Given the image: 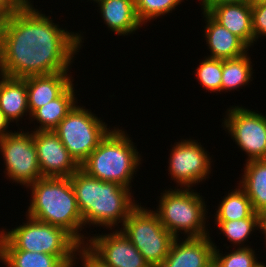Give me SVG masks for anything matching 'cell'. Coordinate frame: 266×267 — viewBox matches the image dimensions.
I'll use <instances>...</instances> for the list:
<instances>
[{
  "label": "cell",
  "instance_id": "obj_21",
  "mask_svg": "<svg viewBox=\"0 0 266 267\" xmlns=\"http://www.w3.org/2000/svg\"><path fill=\"white\" fill-rule=\"evenodd\" d=\"M243 175L237 183L251 201L253 211L266 209V159L251 160L243 164Z\"/></svg>",
  "mask_w": 266,
  "mask_h": 267
},
{
  "label": "cell",
  "instance_id": "obj_13",
  "mask_svg": "<svg viewBox=\"0 0 266 267\" xmlns=\"http://www.w3.org/2000/svg\"><path fill=\"white\" fill-rule=\"evenodd\" d=\"M33 140L43 177H71L80 169L54 131H33Z\"/></svg>",
  "mask_w": 266,
  "mask_h": 267
},
{
  "label": "cell",
  "instance_id": "obj_24",
  "mask_svg": "<svg viewBox=\"0 0 266 267\" xmlns=\"http://www.w3.org/2000/svg\"><path fill=\"white\" fill-rule=\"evenodd\" d=\"M237 187V188H236ZM235 189L229 190L219 202L214 221H231L248 218L254 211L251 201L245 191L237 185Z\"/></svg>",
  "mask_w": 266,
  "mask_h": 267
},
{
  "label": "cell",
  "instance_id": "obj_31",
  "mask_svg": "<svg viewBox=\"0 0 266 267\" xmlns=\"http://www.w3.org/2000/svg\"><path fill=\"white\" fill-rule=\"evenodd\" d=\"M31 2L32 0H0V7L12 14L26 8Z\"/></svg>",
  "mask_w": 266,
  "mask_h": 267
},
{
  "label": "cell",
  "instance_id": "obj_9",
  "mask_svg": "<svg viewBox=\"0 0 266 267\" xmlns=\"http://www.w3.org/2000/svg\"><path fill=\"white\" fill-rule=\"evenodd\" d=\"M0 155L3 157L6 179L27 188L42 178L38 163L33 131H12L0 139Z\"/></svg>",
  "mask_w": 266,
  "mask_h": 267
},
{
  "label": "cell",
  "instance_id": "obj_37",
  "mask_svg": "<svg viewBox=\"0 0 266 267\" xmlns=\"http://www.w3.org/2000/svg\"><path fill=\"white\" fill-rule=\"evenodd\" d=\"M208 267H218V266L213 262Z\"/></svg>",
  "mask_w": 266,
  "mask_h": 267
},
{
  "label": "cell",
  "instance_id": "obj_3",
  "mask_svg": "<svg viewBox=\"0 0 266 267\" xmlns=\"http://www.w3.org/2000/svg\"><path fill=\"white\" fill-rule=\"evenodd\" d=\"M27 188L31 190L27 216L63 228L80 245L86 244L88 237L81 233L86 228L70 177H42Z\"/></svg>",
  "mask_w": 266,
  "mask_h": 267
},
{
  "label": "cell",
  "instance_id": "obj_38",
  "mask_svg": "<svg viewBox=\"0 0 266 267\" xmlns=\"http://www.w3.org/2000/svg\"><path fill=\"white\" fill-rule=\"evenodd\" d=\"M88 1H90V2L92 1V2H94V3H98V2L101 1V0H87V2H88Z\"/></svg>",
  "mask_w": 266,
  "mask_h": 267
},
{
  "label": "cell",
  "instance_id": "obj_22",
  "mask_svg": "<svg viewBox=\"0 0 266 267\" xmlns=\"http://www.w3.org/2000/svg\"><path fill=\"white\" fill-rule=\"evenodd\" d=\"M74 256H55L24 250H0L5 267H72Z\"/></svg>",
  "mask_w": 266,
  "mask_h": 267
},
{
  "label": "cell",
  "instance_id": "obj_25",
  "mask_svg": "<svg viewBox=\"0 0 266 267\" xmlns=\"http://www.w3.org/2000/svg\"><path fill=\"white\" fill-rule=\"evenodd\" d=\"M216 227L235 247H250L248 238L258 230L260 232V215L253 212L248 218L231 221H215ZM246 243V244H245ZM236 245V246H235ZM247 245V246H246Z\"/></svg>",
  "mask_w": 266,
  "mask_h": 267
},
{
  "label": "cell",
  "instance_id": "obj_28",
  "mask_svg": "<svg viewBox=\"0 0 266 267\" xmlns=\"http://www.w3.org/2000/svg\"><path fill=\"white\" fill-rule=\"evenodd\" d=\"M138 19L145 26L147 22L172 13L184 0H134Z\"/></svg>",
  "mask_w": 266,
  "mask_h": 267
},
{
  "label": "cell",
  "instance_id": "obj_17",
  "mask_svg": "<svg viewBox=\"0 0 266 267\" xmlns=\"http://www.w3.org/2000/svg\"><path fill=\"white\" fill-rule=\"evenodd\" d=\"M203 14L204 34L210 55L209 58L230 59L239 57L250 51L249 47L227 28L216 22L206 11Z\"/></svg>",
  "mask_w": 266,
  "mask_h": 267
},
{
  "label": "cell",
  "instance_id": "obj_18",
  "mask_svg": "<svg viewBox=\"0 0 266 267\" xmlns=\"http://www.w3.org/2000/svg\"><path fill=\"white\" fill-rule=\"evenodd\" d=\"M97 4L104 24L117 36L133 35L143 26L134 0H101Z\"/></svg>",
  "mask_w": 266,
  "mask_h": 267
},
{
  "label": "cell",
  "instance_id": "obj_36",
  "mask_svg": "<svg viewBox=\"0 0 266 267\" xmlns=\"http://www.w3.org/2000/svg\"><path fill=\"white\" fill-rule=\"evenodd\" d=\"M251 4L266 2V0H249Z\"/></svg>",
  "mask_w": 266,
  "mask_h": 267
},
{
  "label": "cell",
  "instance_id": "obj_33",
  "mask_svg": "<svg viewBox=\"0 0 266 267\" xmlns=\"http://www.w3.org/2000/svg\"><path fill=\"white\" fill-rule=\"evenodd\" d=\"M249 0H199L201 6H214L219 4L241 3Z\"/></svg>",
  "mask_w": 266,
  "mask_h": 267
},
{
  "label": "cell",
  "instance_id": "obj_6",
  "mask_svg": "<svg viewBox=\"0 0 266 267\" xmlns=\"http://www.w3.org/2000/svg\"><path fill=\"white\" fill-rule=\"evenodd\" d=\"M26 220L15 228L0 230V250H24L55 256H75L80 245L63 228L25 215ZM10 230V231H9Z\"/></svg>",
  "mask_w": 266,
  "mask_h": 267
},
{
  "label": "cell",
  "instance_id": "obj_14",
  "mask_svg": "<svg viewBox=\"0 0 266 267\" xmlns=\"http://www.w3.org/2000/svg\"><path fill=\"white\" fill-rule=\"evenodd\" d=\"M213 241L210 235L175 238L160 267H208L214 262Z\"/></svg>",
  "mask_w": 266,
  "mask_h": 267
},
{
  "label": "cell",
  "instance_id": "obj_2",
  "mask_svg": "<svg viewBox=\"0 0 266 267\" xmlns=\"http://www.w3.org/2000/svg\"><path fill=\"white\" fill-rule=\"evenodd\" d=\"M70 181L86 228L92 225L104 230H115L116 227L120 230L119 227L122 228L130 212L139 204L132 189L93 178L81 169L70 177Z\"/></svg>",
  "mask_w": 266,
  "mask_h": 267
},
{
  "label": "cell",
  "instance_id": "obj_8",
  "mask_svg": "<svg viewBox=\"0 0 266 267\" xmlns=\"http://www.w3.org/2000/svg\"><path fill=\"white\" fill-rule=\"evenodd\" d=\"M111 130L92 110L78 103L53 130L74 160L81 165Z\"/></svg>",
  "mask_w": 266,
  "mask_h": 267
},
{
  "label": "cell",
  "instance_id": "obj_19",
  "mask_svg": "<svg viewBox=\"0 0 266 267\" xmlns=\"http://www.w3.org/2000/svg\"><path fill=\"white\" fill-rule=\"evenodd\" d=\"M0 110L10 123L16 122V126H19L21 119L26 120L23 118L25 115L30 120L26 77L14 78L0 74Z\"/></svg>",
  "mask_w": 266,
  "mask_h": 267
},
{
  "label": "cell",
  "instance_id": "obj_30",
  "mask_svg": "<svg viewBox=\"0 0 266 267\" xmlns=\"http://www.w3.org/2000/svg\"><path fill=\"white\" fill-rule=\"evenodd\" d=\"M79 259L82 263L81 267H110L99 259L85 244L78 246L72 267H77L76 262L77 264H80Z\"/></svg>",
  "mask_w": 266,
  "mask_h": 267
},
{
  "label": "cell",
  "instance_id": "obj_10",
  "mask_svg": "<svg viewBox=\"0 0 266 267\" xmlns=\"http://www.w3.org/2000/svg\"><path fill=\"white\" fill-rule=\"evenodd\" d=\"M222 127L242 152L245 162L266 159V114L240 106H230Z\"/></svg>",
  "mask_w": 266,
  "mask_h": 267
},
{
  "label": "cell",
  "instance_id": "obj_26",
  "mask_svg": "<svg viewBox=\"0 0 266 267\" xmlns=\"http://www.w3.org/2000/svg\"><path fill=\"white\" fill-rule=\"evenodd\" d=\"M213 246L214 263L218 267H262L265 264L258 261L259 257H257L253 247H235L230 252L223 254L215 242H213Z\"/></svg>",
  "mask_w": 266,
  "mask_h": 267
},
{
  "label": "cell",
  "instance_id": "obj_32",
  "mask_svg": "<svg viewBox=\"0 0 266 267\" xmlns=\"http://www.w3.org/2000/svg\"><path fill=\"white\" fill-rule=\"evenodd\" d=\"M10 122L4 116V113L0 110V139L4 138L7 134H10L12 130H9Z\"/></svg>",
  "mask_w": 266,
  "mask_h": 267
},
{
  "label": "cell",
  "instance_id": "obj_23",
  "mask_svg": "<svg viewBox=\"0 0 266 267\" xmlns=\"http://www.w3.org/2000/svg\"><path fill=\"white\" fill-rule=\"evenodd\" d=\"M247 52L239 57L222 59L221 92L237 91L253 79L252 59Z\"/></svg>",
  "mask_w": 266,
  "mask_h": 267
},
{
  "label": "cell",
  "instance_id": "obj_34",
  "mask_svg": "<svg viewBox=\"0 0 266 267\" xmlns=\"http://www.w3.org/2000/svg\"><path fill=\"white\" fill-rule=\"evenodd\" d=\"M8 15H9V13L5 9L0 7V38H1L2 33L5 29V24H6Z\"/></svg>",
  "mask_w": 266,
  "mask_h": 267
},
{
  "label": "cell",
  "instance_id": "obj_27",
  "mask_svg": "<svg viewBox=\"0 0 266 267\" xmlns=\"http://www.w3.org/2000/svg\"><path fill=\"white\" fill-rule=\"evenodd\" d=\"M194 74L204 90L221 94L222 59L205 56L199 62Z\"/></svg>",
  "mask_w": 266,
  "mask_h": 267
},
{
  "label": "cell",
  "instance_id": "obj_15",
  "mask_svg": "<svg viewBox=\"0 0 266 267\" xmlns=\"http://www.w3.org/2000/svg\"><path fill=\"white\" fill-rule=\"evenodd\" d=\"M199 7L220 25L238 36L249 48L254 46L252 4L249 1Z\"/></svg>",
  "mask_w": 266,
  "mask_h": 267
},
{
  "label": "cell",
  "instance_id": "obj_7",
  "mask_svg": "<svg viewBox=\"0 0 266 267\" xmlns=\"http://www.w3.org/2000/svg\"><path fill=\"white\" fill-rule=\"evenodd\" d=\"M120 230L142 254L150 267H160L175 237L161 224L158 214L138 204Z\"/></svg>",
  "mask_w": 266,
  "mask_h": 267
},
{
  "label": "cell",
  "instance_id": "obj_11",
  "mask_svg": "<svg viewBox=\"0 0 266 267\" xmlns=\"http://www.w3.org/2000/svg\"><path fill=\"white\" fill-rule=\"evenodd\" d=\"M171 146L167 170L177 188H193L209 178L213 170V158L198 140L190 137L174 142Z\"/></svg>",
  "mask_w": 266,
  "mask_h": 267
},
{
  "label": "cell",
  "instance_id": "obj_4",
  "mask_svg": "<svg viewBox=\"0 0 266 267\" xmlns=\"http://www.w3.org/2000/svg\"><path fill=\"white\" fill-rule=\"evenodd\" d=\"M125 131L114 126L80 165V169L93 178L116 182L132 189V179L143 160L132 138Z\"/></svg>",
  "mask_w": 266,
  "mask_h": 267
},
{
  "label": "cell",
  "instance_id": "obj_35",
  "mask_svg": "<svg viewBox=\"0 0 266 267\" xmlns=\"http://www.w3.org/2000/svg\"><path fill=\"white\" fill-rule=\"evenodd\" d=\"M260 231L265 236V245H266V209L263 210L260 214Z\"/></svg>",
  "mask_w": 266,
  "mask_h": 267
},
{
  "label": "cell",
  "instance_id": "obj_12",
  "mask_svg": "<svg viewBox=\"0 0 266 267\" xmlns=\"http://www.w3.org/2000/svg\"><path fill=\"white\" fill-rule=\"evenodd\" d=\"M85 245L110 267H150L121 230L90 234Z\"/></svg>",
  "mask_w": 266,
  "mask_h": 267
},
{
  "label": "cell",
  "instance_id": "obj_20",
  "mask_svg": "<svg viewBox=\"0 0 266 267\" xmlns=\"http://www.w3.org/2000/svg\"><path fill=\"white\" fill-rule=\"evenodd\" d=\"M72 83L59 97L38 108L31 116L30 122L39 123L32 131H50L54 130L60 121L72 110L78 103ZM34 119V120H33Z\"/></svg>",
  "mask_w": 266,
  "mask_h": 267
},
{
  "label": "cell",
  "instance_id": "obj_1",
  "mask_svg": "<svg viewBox=\"0 0 266 267\" xmlns=\"http://www.w3.org/2000/svg\"><path fill=\"white\" fill-rule=\"evenodd\" d=\"M33 2L8 15L0 38L2 75L25 78L70 71L75 55L82 49L84 32L63 29Z\"/></svg>",
  "mask_w": 266,
  "mask_h": 267
},
{
  "label": "cell",
  "instance_id": "obj_16",
  "mask_svg": "<svg viewBox=\"0 0 266 267\" xmlns=\"http://www.w3.org/2000/svg\"><path fill=\"white\" fill-rule=\"evenodd\" d=\"M69 71L26 77L30 116L40 107L59 97L73 82Z\"/></svg>",
  "mask_w": 266,
  "mask_h": 267
},
{
  "label": "cell",
  "instance_id": "obj_29",
  "mask_svg": "<svg viewBox=\"0 0 266 267\" xmlns=\"http://www.w3.org/2000/svg\"><path fill=\"white\" fill-rule=\"evenodd\" d=\"M254 43L266 37V2L252 4Z\"/></svg>",
  "mask_w": 266,
  "mask_h": 267
},
{
  "label": "cell",
  "instance_id": "obj_5",
  "mask_svg": "<svg viewBox=\"0 0 266 267\" xmlns=\"http://www.w3.org/2000/svg\"><path fill=\"white\" fill-rule=\"evenodd\" d=\"M195 191V192H194ZM159 203L154 208L161 224L175 238L184 234L187 237H203L209 232L208 207L200 193L192 188H170L160 193ZM207 221V222H206Z\"/></svg>",
  "mask_w": 266,
  "mask_h": 267
}]
</instances>
